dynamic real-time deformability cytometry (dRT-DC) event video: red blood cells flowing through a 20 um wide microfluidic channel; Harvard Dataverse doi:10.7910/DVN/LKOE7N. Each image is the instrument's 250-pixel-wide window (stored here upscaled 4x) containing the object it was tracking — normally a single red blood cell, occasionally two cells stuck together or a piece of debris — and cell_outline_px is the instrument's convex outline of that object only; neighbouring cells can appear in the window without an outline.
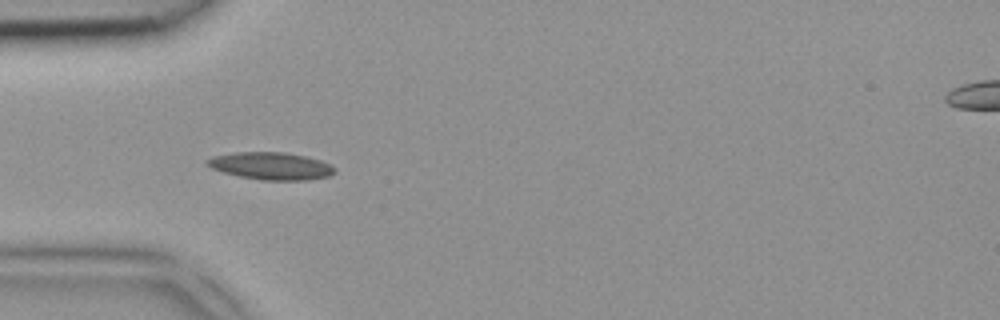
{"species": "common noctule bat (a hibernating species)", "species_latin": "Nyctalus noctula", "temperature_condition": "room temperature", "stored_images_in_passage": 23, "camera_frame_rate_fps": 3000, "um_per_image_px": 0.085, "animal": {"sex": "female", "body_mass_g": 18.4}, "frame": {"image": 1, "passage_image": 3, "time_ms": 0.667, "image_size_px": [1000, 320], "cell_outline_px": [[336, 172], [328, 176], [308, 180], [264, 180], [240, 176], [224, 172], [212, 168], [204, 164], [204, 160], [212, 156], [236, 152], [284, 152], [304, 156], [320, 160], [336, 168]], "centroid_in_image_um": [23.01, 14.1], "position_along_channel_um": 62.0, "area_um2": 20.29}}
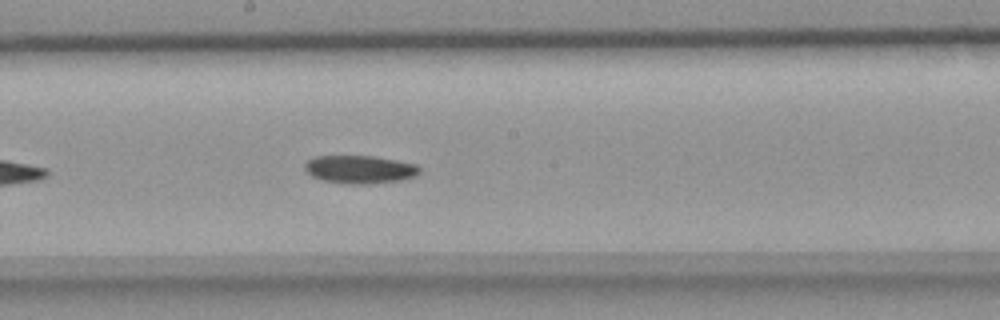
{"frame": {"image": 2, "passage_image": 14, "time_ms": 4.333, "image_size_px": [1000, 320], "cell_outline_px": [[420, 172], [416, 176], [400, 180], [368, 184], [348, 184], [320, 180], [312, 176], [304, 168], [304, 164], [308, 160], [316, 156], [372, 156], [396, 160], [416, 164], [420, 168]], "centroid_in_image_um": [30.58, 14.4], "position_along_channel_um": 217.6, "area_um2": 18.79}}
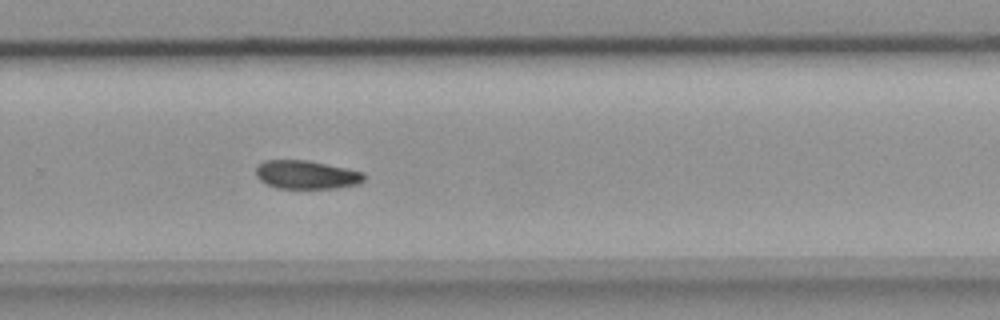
{"frame": {"image": 3, "passage_image": 20, "time_ms": 6.333, "image_size_px": [1000, 320], "cell_outline_px": [[364, 180], [360, 184], [336, 188], [276, 188], [260, 180], [256, 176], [256, 164], [264, 160], [308, 160], [364, 172]], "centroid_in_image_um": [26.03, 14.84], "position_along_channel_um": 303.8, "area_um2": 18.03}}